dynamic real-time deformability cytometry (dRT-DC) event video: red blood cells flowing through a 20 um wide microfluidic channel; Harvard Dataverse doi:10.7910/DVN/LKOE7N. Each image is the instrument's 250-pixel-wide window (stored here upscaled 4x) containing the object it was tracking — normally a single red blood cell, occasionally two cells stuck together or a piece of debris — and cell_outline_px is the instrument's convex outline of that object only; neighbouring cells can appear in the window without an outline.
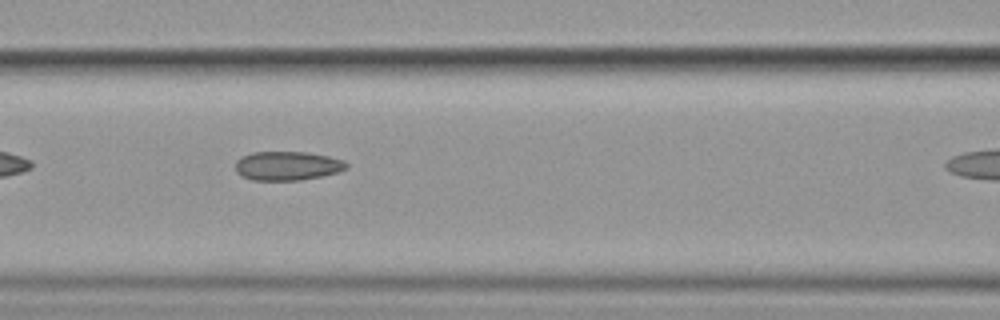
{"species": "common noctule bat (a hibernating species)", "species_latin": "Nyctalus noctula", "temperature_condition": "cold", "stored_images_in_passage": 8, "camera_frame_rate_fps": 3000, "um_per_image_px": 0.085, "animal": {"sex": "female", "body_mass_g": 19.9}, "frame": {"image": 1, "passage_image": 5, "time_ms": 4.667, "image_size_px": [1000, 320], "cell_outline_px": [[348, 168], [340, 172], [300, 180], [252, 180], [240, 176], [236, 172], [236, 160], [240, 156], [252, 152], [308, 152], [328, 156], [344, 160], [348, 164]], "centroid_in_image_um": [24.42, 14.09], "position_along_channel_um": 142.2, "area_um2": 18.96}}
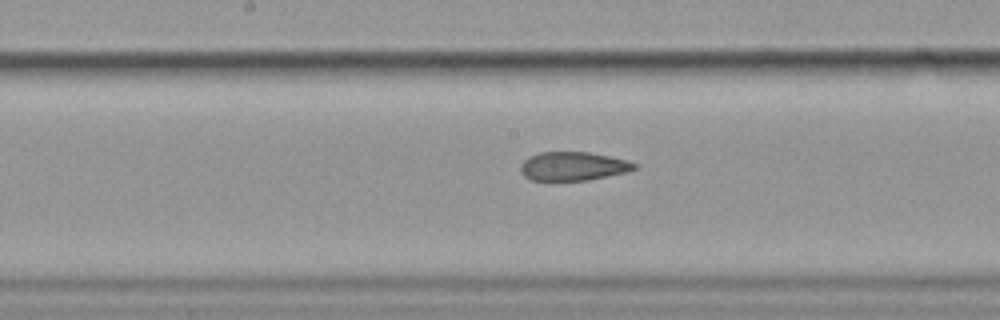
{"frame": {"image": 2, "passage_image": 7, "time_ms": 8.0, "image_size_px": [1000, 320], "cell_outline_px": [[636, 168], [628, 172], [588, 180], [528, 180], [520, 172], [520, 164], [528, 156], [540, 152], [588, 152], [628, 160], [636, 164]], "centroid_in_image_um": [48.68, 14.13], "position_along_channel_um": 199.5, "area_um2": 19.13}}